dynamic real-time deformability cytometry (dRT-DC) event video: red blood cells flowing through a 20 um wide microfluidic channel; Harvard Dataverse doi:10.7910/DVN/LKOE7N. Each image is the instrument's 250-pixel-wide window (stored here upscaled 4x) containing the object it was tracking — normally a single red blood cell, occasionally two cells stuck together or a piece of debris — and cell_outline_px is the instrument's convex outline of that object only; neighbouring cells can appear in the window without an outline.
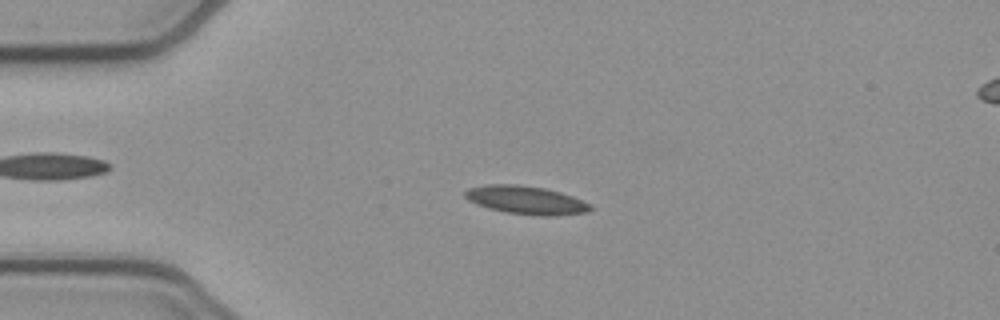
{"species": "common noctule bat (a hibernating species)", "species_latin": "Nyctalus noctula", "temperature_condition": "cold", "stored_images_in_passage": 52, "camera_frame_rate_fps": 3000, "um_per_image_px": 0.085, "animal": {"sex": "female", "body_mass_g": 21.9}, "frame": {"image": 1, "passage_image": 12, "time_ms": 3.667, "image_size_px": [1000, 320], "cell_outline_px": [[592, 208], [588, 212], [556, 216], [536, 216], [504, 212], [488, 208], [476, 204], [468, 200], [464, 196], [464, 192], [468, 188], [488, 184], [516, 184], [544, 188], [560, 192], [572, 196], [588, 204]], "centroid_in_image_um": [44.67, 17.01], "position_along_channel_um": 40.3, "area_um2": 20.69}}
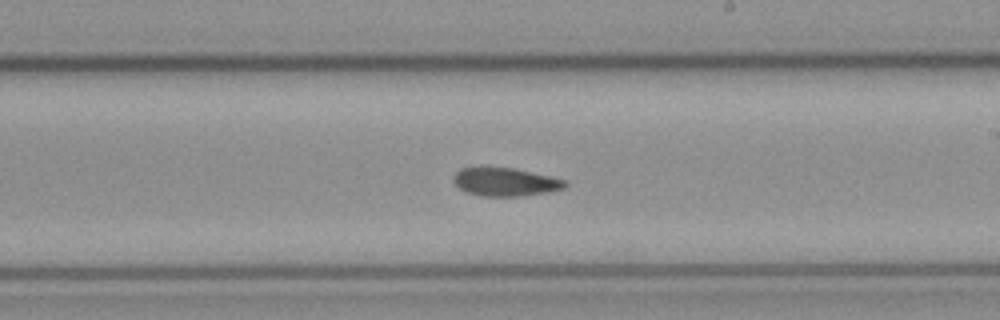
{"frame": {"image": 2, "passage_image": 30, "time_ms": 9.667, "image_size_px": [1000, 320], "cell_outline_px": [[568, 184], [564, 188], [548, 192], [520, 196], [480, 196], [468, 192], [460, 188], [452, 180], [456, 172], [460, 168], [512, 168], [568, 180]], "centroid_in_image_um": [42.98, 15.47], "position_along_channel_um": 246.0, "area_um2": 18.15}}
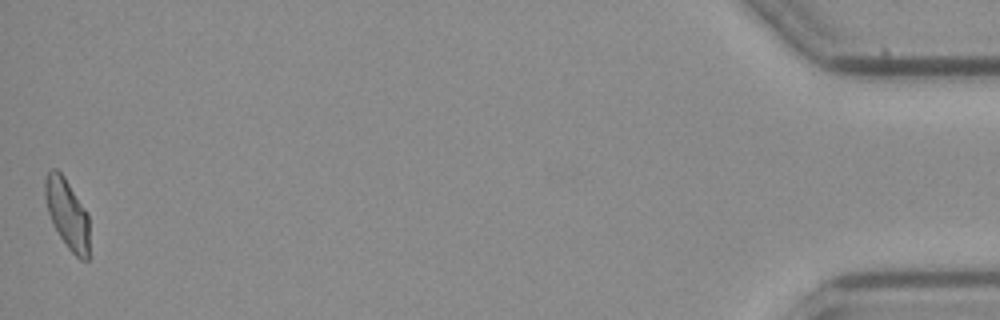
{"frame": {"image": 3, "passage_image": 52, "time_ms": 17.0, "image_size_px": [1000, 320], "cell_outline_px": [[88, 260], [80, 260], [68, 248], [60, 236], [48, 212], [44, 196], [44, 180], [48, 172], [52, 168], [56, 168], [64, 176], [88, 212]], "centroid_in_image_um": [5.71, 18.13], "position_along_channel_um": 429.5, "area_um2": 17.92}}